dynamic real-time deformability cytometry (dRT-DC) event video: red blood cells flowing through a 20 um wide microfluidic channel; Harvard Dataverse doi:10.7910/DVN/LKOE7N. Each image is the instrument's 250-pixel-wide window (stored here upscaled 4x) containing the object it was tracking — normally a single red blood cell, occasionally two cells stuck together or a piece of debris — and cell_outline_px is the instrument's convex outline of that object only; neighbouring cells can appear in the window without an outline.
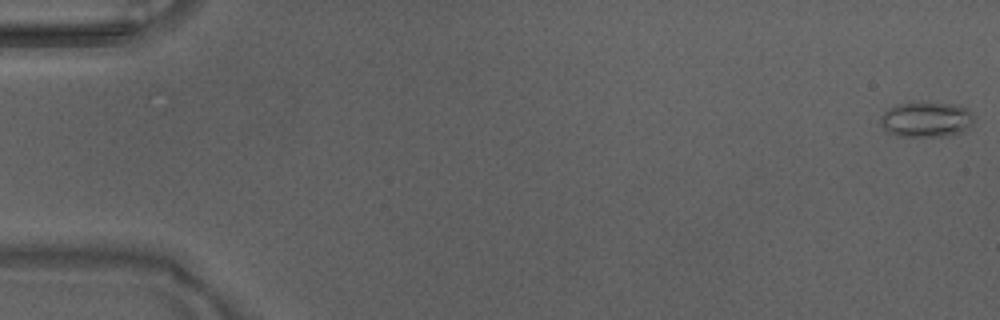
{"species": "Egyptian fruit bat (a non-hibernating species)", "species_latin": "Rousettus aegyptiacus", "temperature_condition": "warm", "stored_images_in_passage": 49, "camera_frame_rate_fps": 3000, "um_per_image_px": 0.085, "animal": {"sex": "male"}, "frame": {"image": 1, "passage_image": 1, "time_ms": 0.0, "image_size_px": [1000, 320], "cell_outline_px": [[972, 124], [968, 128], [960, 132], [948, 136], [900, 136], [888, 132], [880, 124], [880, 116], [888, 108], [896, 104], [920, 100], [960, 104], [968, 108], [972, 116]], "centroid_in_image_um": [78.72, 10.1], "position_along_channel_um": 6.3, "area_um2": 19.83}}
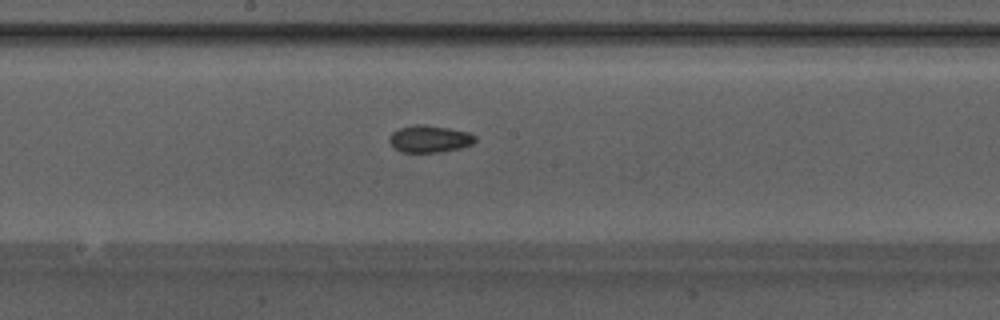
{"frame": {"image": 2, "passage_image": 27, "time_ms": 8.667, "image_size_px": [1000, 320], "cell_outline_px": [[476, 140], [472, 144], [460, 148], [440, 152], [400, 152], [388, 140], [388, 136], [392, 132], [400, 128], [416, 124], [424, 124], [448, 128], [468, 132], [476, 136]], "centroid_in_image_um": [36.51, 11.8], "position_along_channel_um": 211.7, "area_um2": 13.53}}
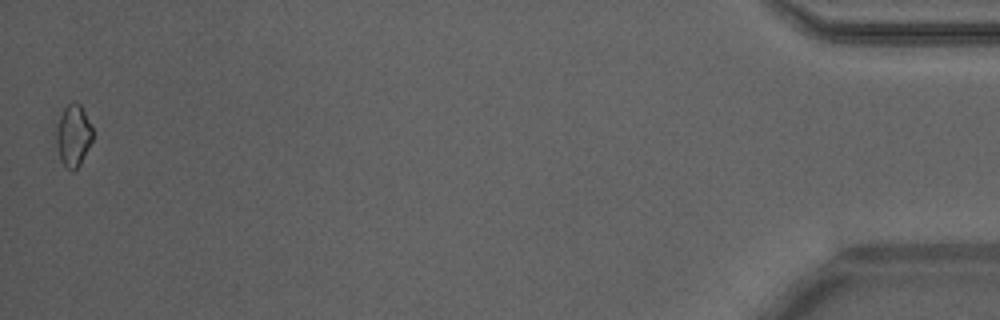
{"frame": {"image": 3, "passage_image": 49, "time_ms": 16.0, "image_size_px": [1000, 320], "cell_outline_px": [[92, 140], [80, 164], [72, 172], [64, 168], [60, 160], [56, 140], [56, 128], [60, 116], [64, 108], [72, 100], [76, 100], [80, 104], [92, 128]], "centroid_in_image_um": [6.21, 11.53], "position_along_channel_um": 429.0, "area_um2": 13.12}, "authors_computed_cell_mechanics": {"area_um2": 13.294, "velocity_mm_per_s": 4.2444, "shape_relaxation_time_tau1_ms": null, "shape_relaxation_time_tau2_ms": 3.1436, "deformation_change_tau1": null, "deformation_change_tau2": 0.0756}}